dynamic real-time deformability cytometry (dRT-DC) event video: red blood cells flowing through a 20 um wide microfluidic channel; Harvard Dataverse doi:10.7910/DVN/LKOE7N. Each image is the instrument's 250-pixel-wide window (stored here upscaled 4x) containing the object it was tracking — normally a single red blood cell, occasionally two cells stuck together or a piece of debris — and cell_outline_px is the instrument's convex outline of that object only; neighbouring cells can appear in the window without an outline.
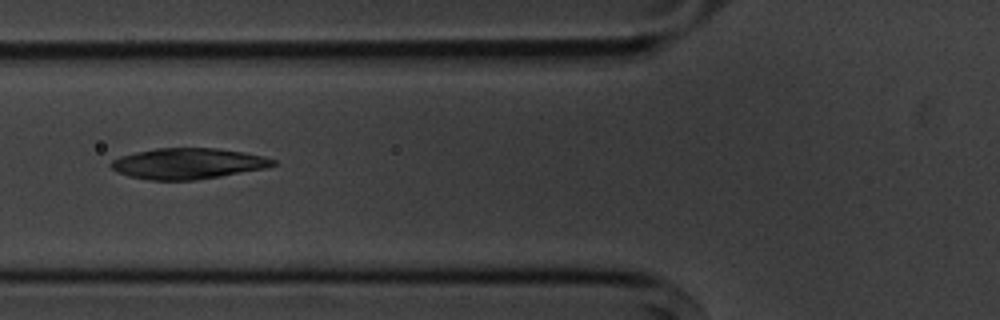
{"species": "common noctule bat (a hibernating species)", "species_latin": "Nyctalus noctula", "temperature_condition": "cold", "stored_images_in_passage": 6, "camera_frame_rate_fps": 3000, "um_per_image_px": 0.085, "animal": {"sex": "male", "body_mass_g": 20.1, "forearm_length_mm": 53.5}, "frame": {"image": 1, "passage_image": 5, "time_ms": 4.667, "image_size_px": [1000, 320], "cell_outline_px": [[280, 164], [264, 168], [220, 176], [196, 180], [148, 180], [128, 176], [116, 172], [108, 164], [112, 160], [120, 156], [136, 152], [156, 148], [216, 148], [244, 152], [264, 156], [276, 160]], "centroid_in_image_um": [15.96, 13.9], "position_along_channel_um": 109.8, "area_um2": 29.25}}
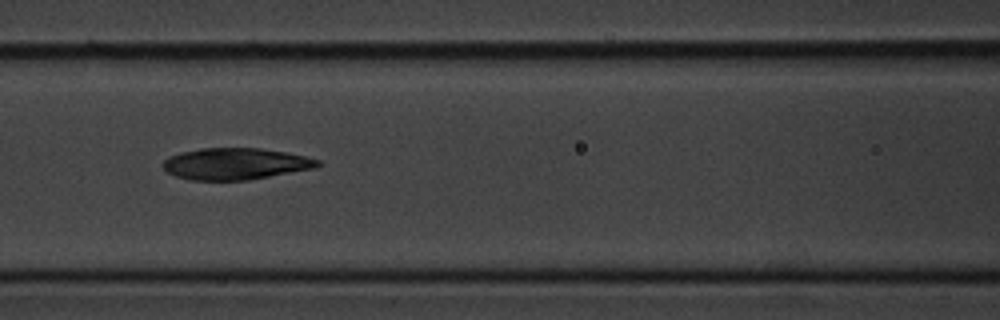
{"frame": {"image": 2, "passage_image": 6, "time_ms": 5.667, "image_size_px": [1000, 320], "cell_outline_px": [[320, 164], [316, 168], [248, 180], [188, 180], [176, 176], [168, 172], [164, 168], [164, 160], [168, 156], [180, 152], [200, 148], [260, 148], [284, 152], [304, 156], [320, 160]], "centroid_in_image_um": [20.0, 13.92], "position_along_channel_um": 146.6, "area_um2": 28.44}}